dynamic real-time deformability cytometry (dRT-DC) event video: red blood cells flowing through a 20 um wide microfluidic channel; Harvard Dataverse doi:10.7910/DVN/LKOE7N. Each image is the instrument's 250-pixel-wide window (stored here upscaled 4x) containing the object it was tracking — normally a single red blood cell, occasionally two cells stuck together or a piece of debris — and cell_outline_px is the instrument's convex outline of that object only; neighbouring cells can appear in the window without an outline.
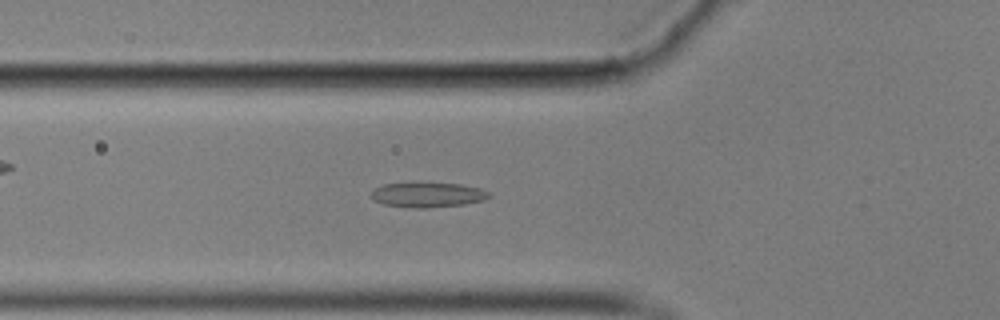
{"species": "common noctule bat (a hibernating species)", "species_latin": "Nyctalus noctula", "temperature_condition": "cold", "stored_images_in_passage": 56, "camera_frame_rate_fps": 3000, "um_per_image_px": 0.085, "animal": {"sex": "male", "body_mass_g": 17.9}, "frame": {"image": 1, "passage_image": 19, "time_ms": 6.0, "image_size_px": [1000, 320], "cell_outline_px": [[492, 196], [484, 200], [464, 204], [428, 208], [416, 208], [384, 204], [372, 200], [372, 192], [376, 188], [384, 184], [412, 180], [420, 180], [460, 184], [480, 188], [488, 192]], "centroid_in_image_um": [36.34, 16.51], "position_along_channel_um": 89.5, "area_um2": 17.86}}
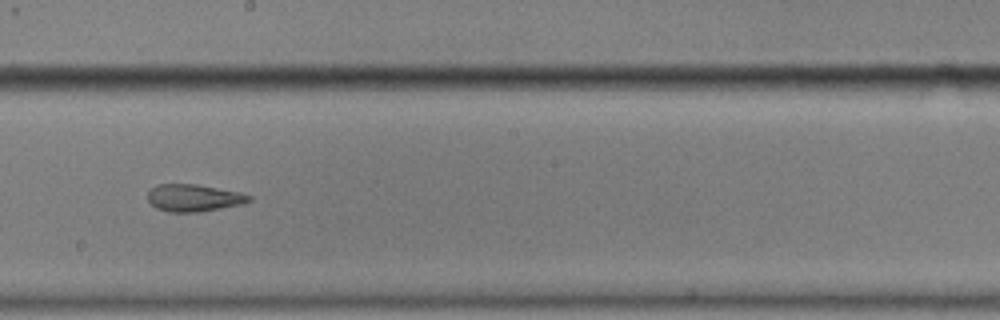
{"frame": {"image": 2, "passage_image": 31, "time_ms": 10.0, "image_size_px": [1000, 320], "cell_outline_px": [[252, 200], [244, 204], [196, 212], [168, 212], [156, 208], [148, 200], [148, 192], [152, 188], [160, 184], [196, 184], [240, 192], [252, 196]], "centroid_in_image_um": [16.49, 16.82], "position_along_channel_um": 231.7, "area_um2": 16.01}}
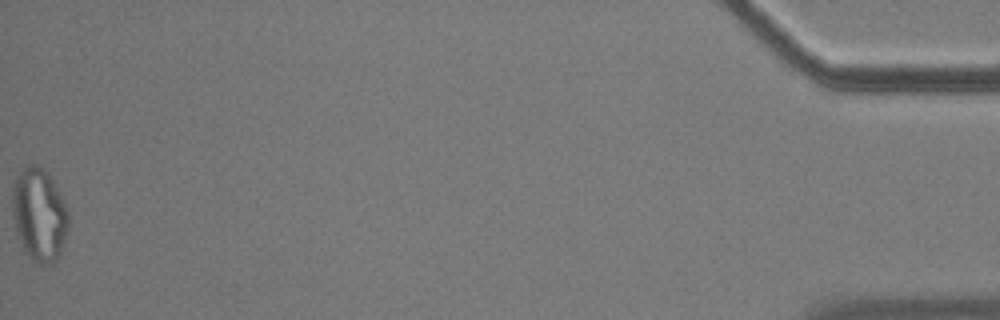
{"frame": {"image": 3, "passage_image": 56, "time_ms": 18.333, "image_size_px": [1000, 320], "cell_outline_px": [[68, 228], [60, 252], [56, 260], [48, 264], [36, 264], [28, 256], [20, 240], [12, 216], [12, 192], [16, 176], [28, 164], [36, 164], [48, 172], [64, 200], [68, 208]], "centroid_in_image_um": [3.34, 18.22], "position_along_channel_um": 431.9, "area_um2": 30.35}, "authors_computed_cell_mechanics": {"area_um2": 17.8602, "velocity_mm_per_s": 3.539, "shape_relaxation_time_tau1_ms": null, "shape_relaxation_time_tau2_ms": 3.2256, "deformation_change_tau1": null, "deformation_change_tau2": 0.1134}}